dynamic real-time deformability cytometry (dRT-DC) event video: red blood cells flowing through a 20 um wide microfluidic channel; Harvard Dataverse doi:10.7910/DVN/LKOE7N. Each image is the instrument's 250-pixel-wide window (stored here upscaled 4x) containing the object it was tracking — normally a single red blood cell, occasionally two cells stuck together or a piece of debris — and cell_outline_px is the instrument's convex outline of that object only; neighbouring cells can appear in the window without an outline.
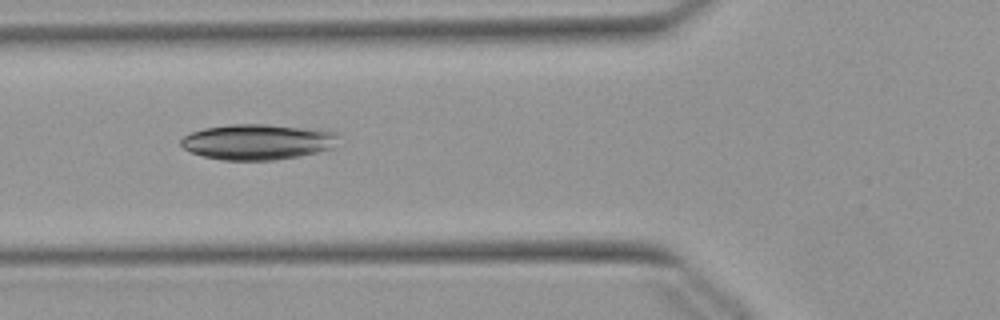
{"species": "Egyptian fruit bat (a non-hibernating species)", "species_latin": "Rousettus aegyptiacus", "temperature_condition": "warm", "stored_images_in_passage": 51, "camera_frame_rate_fps": 3000, "um_per_image_px": 0.085, "animal": {"sex": "female"}, "frame": {"image": 1, "passage_image": 18, "time_ms": 5.667, "image_size_px": [1000, 320], "cell_outline_px": [[336, 136], [332, 148], [316, 152], [296, 156], [272, 160], [224, 160], [204, 156], [192, 152], [184, 148], [180, 144], [180, 140], [184, 136], [192, 132], [204, 128], [232, 124], [268, 124], [328, 128], [336, 132]], "centroid_in_image_um": [21.93, 12.03], "position_along_channel_um": 103.9, "area_um2": 32.77}}
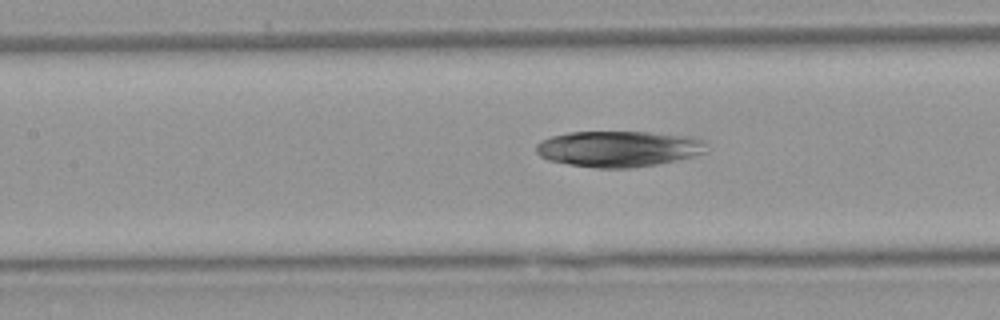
{"frame": {"image": 2, "passage_image": 22, "time_ms": 7.0, "image_size_px": [1000, 320], "cell_outline_px": [[708, 152], [676, 160], [656, 164], [632, 168], [596, 168], [568, 164], [548, 160], [540, 156], [536, 152], [536, 144], [552, 136], [568, 132], [648, 132], [696, 136], [704, 140], [708, 144]], "centroid_in_image_um": [52.64, 12.64], "position_along_channel_um": 154.8, "area_um2": 36.01}}